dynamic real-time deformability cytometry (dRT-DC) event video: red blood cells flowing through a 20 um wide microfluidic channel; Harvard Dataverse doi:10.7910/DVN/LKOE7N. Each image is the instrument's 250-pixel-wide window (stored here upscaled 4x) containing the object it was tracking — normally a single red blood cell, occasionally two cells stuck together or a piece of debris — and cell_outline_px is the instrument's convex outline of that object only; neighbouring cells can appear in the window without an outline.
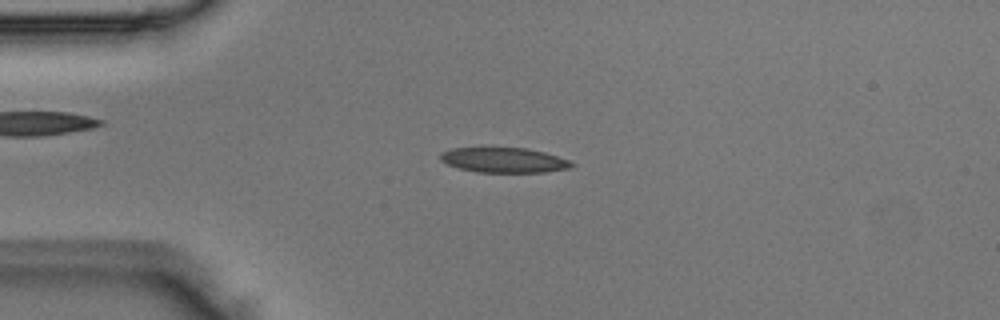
{"species": "Egyptian fruit bat (a non-hibernating species)", "species_latin": "Rousettus aegyptiacus", "temperature_condition": "room temperature", "stored_images_in_passage": 39, "camera_frame_rate_fps": 3000, "um_per_image_px": 0.085, "animal": {"sex": "male"}, "frame": {"image": 1, "passage_image": 2, "time_ms": 0.333, "image_size_px": [1000, 320], "cell_outline_px": [[576, 164], [572, 168], [544, 172], [476, 172], [460, 168], [448, 164], [440, 160], [440, 152], [452, 148], [528, 148], [544, 152], [568, 160]], "centroid_in_image_um": [42.84, 13.61], "position_along_channel_um": 42.2, "area_um2": 19.07}}
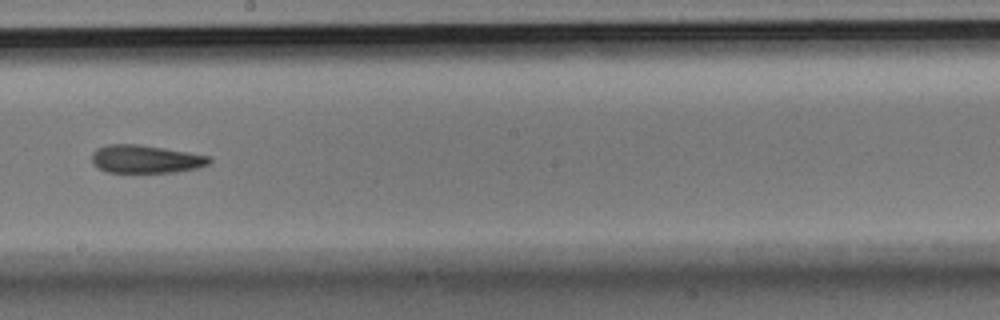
{"frame": {"image": 2, "passage_image": 18, "time_ms": 5.667, "image_size_px": [1000, 320], "cell_outline_px": [[212, 160], [208, 164], [196, 168], [176, 172], [108, 172], [92, 164], [92, 152], [96, 148], [108, 144], [140, 144], [212, 156]], "centroid_in_image_um": [12.38, 13.51], "position_along_channel_um": 235.8, "area_um2": 19.25}}
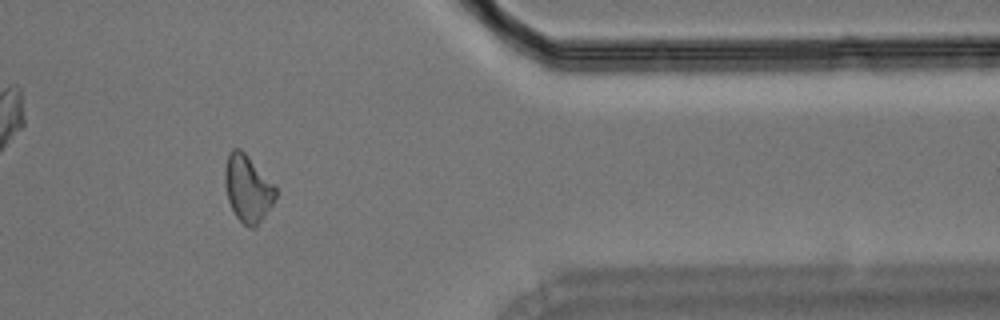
{"frame": {"image": 3, "passage_image": 31, "time_ms": 10.0, "image_size_px": [1000, 320], "cell_outline_px": [[276, 196], [272, 204], [256, 228], [248, 228], [236, 216], [228, 200], [224, 184], [224, 168], [228, 152], [232, 148], [240, 148], [276, 184]], "centroid_in_image_um": [21.05, 16.0], "position_along_channel_um": 390.3, "area_um2": 20.06}}